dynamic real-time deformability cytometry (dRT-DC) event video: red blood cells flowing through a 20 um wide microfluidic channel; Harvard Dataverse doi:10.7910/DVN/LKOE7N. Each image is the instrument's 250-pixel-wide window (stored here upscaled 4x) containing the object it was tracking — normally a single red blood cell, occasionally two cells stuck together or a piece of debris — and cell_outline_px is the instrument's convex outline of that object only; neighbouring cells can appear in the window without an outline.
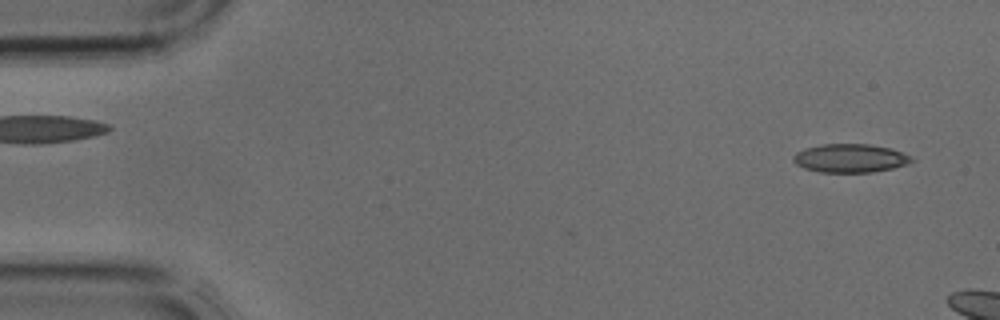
{"species": "common noctule bat (a hibernating species)", "species_latin": "Nyctalus noctula", "temperature_condition": "cold", "stored_images_in_passage": 6, "camera_frame_rate_fps": 3000, "um_per_image_px": 0.085, "animal": {"sex": "male", "body_mass_g": 17.9, "forearm_length_mm": 54.2}, "frame": {"image": 1, "passage_image": 2, "time_ms": 0.333, "image_size_px": [1000, 320], "cell_outline_px": [[916, 160], [908, 164], [892, 168], [872, 172], [820, 172], [804, 168], [796, 164], [792, 160], [792, 156], [796, 152], [804, 148], [820, 144], [868, 144], [888, 148], [912, 156]], "centroid_in_image_um": [72.24, 13.45], "position_along_channel_um": 12.8, "area_um2": 19.71}}